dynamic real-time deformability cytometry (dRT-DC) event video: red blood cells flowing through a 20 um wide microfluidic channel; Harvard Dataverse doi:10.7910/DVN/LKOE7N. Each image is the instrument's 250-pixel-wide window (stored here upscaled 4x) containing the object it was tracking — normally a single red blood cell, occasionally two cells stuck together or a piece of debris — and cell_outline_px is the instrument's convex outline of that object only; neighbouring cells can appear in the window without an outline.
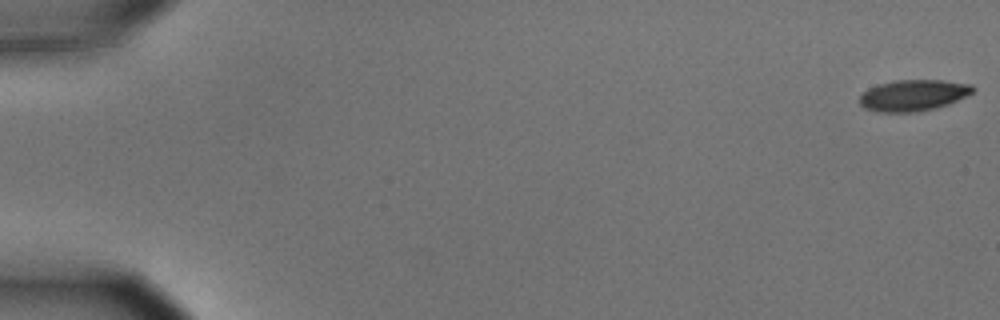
{"species": "common noctule bat (a hibernating species)", "species_latin": "Nyctalus noctula", "temperature_condition": "cold", "stored_images_in_passage": 56, "camera_frame_rate_fps": 3000, "um_per_image_px": 0.085, "animal": {"sex": "male", "body_mass_g": 15.6}, "frame": {"image": 1, "passage_image": 1, "time_ms": 0.0, "image_size_px": [1000, 320], "cell_outline_px": [[976, 88], [972, 92], [948, 104], [916, 112], [876, 112], [864, 108], [860, 104], [860, 96], [868, 88], [880, 84], [896, 80], [940, 80], [972, 84]], "centroid_in_image_um": [77.6, 8.1], "position_along_channel_um": 7.4, "area_um2": 20.4}}
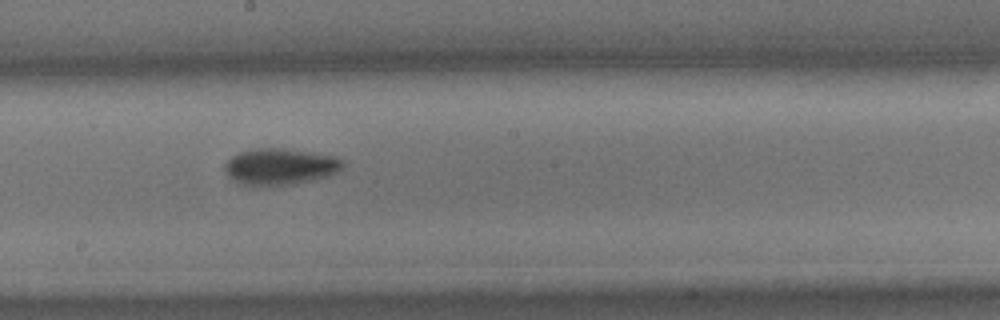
{"frame": {"image": 2, "passage_image": 32, "time_ms": 10.333, "image_size_px": [1000, 320], "cell_outline_px": [[344, 164], [336, 172], [328, 176], [312, 180], [288, 184], [244, 184], [228, 176], [224, 172], [224, 164], [232, 156], [240, 152], [260, 148], [280, 148], [312, 152], [336, 156], [344, 160]], "centroid_in_image_um": [23.83, 14.13], "position_along_channel_um": 224.4, "area_um2": 24.51}}
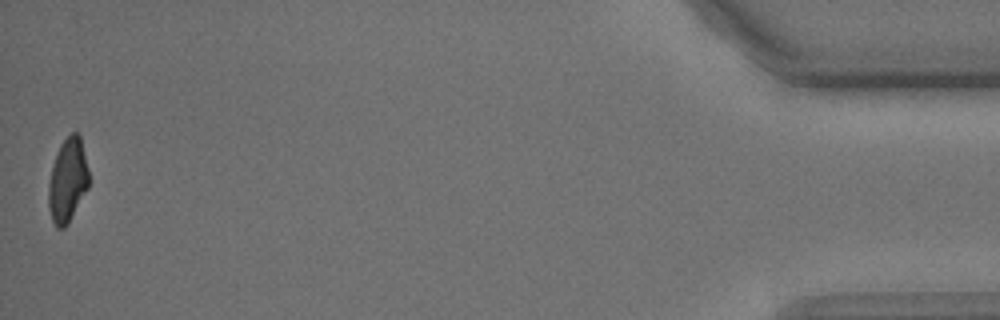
{"frame": {"image": 3, "passage_image": 56, "time_ms": 18.333, "image_size_px": [1000, 320], "cell_outline_px": [[88, 188], [68, 224], [64, 228], [56, 228], [52, 220], [48, 208], [48, 184], [52, 164], [56, 152], [60, 144], [72, 132], [76, 132], [80, 136], [88, 168]], "centroid_in_image_um": [5.73, 15.34], "position_along_channel_um": 429.5, "area_um2": 19.83}, "authors_computed_cell_mechanics": {"area_um2": 22.0796, "velocity_mm_per_s": 3.6307, "shape_relaxation_time_tau1_ms": 2.3028, "shape_relaxation_time_tau2_ms": null, "deformation_change_tau1": 0.1159, "deformation_change_tau2": null}}